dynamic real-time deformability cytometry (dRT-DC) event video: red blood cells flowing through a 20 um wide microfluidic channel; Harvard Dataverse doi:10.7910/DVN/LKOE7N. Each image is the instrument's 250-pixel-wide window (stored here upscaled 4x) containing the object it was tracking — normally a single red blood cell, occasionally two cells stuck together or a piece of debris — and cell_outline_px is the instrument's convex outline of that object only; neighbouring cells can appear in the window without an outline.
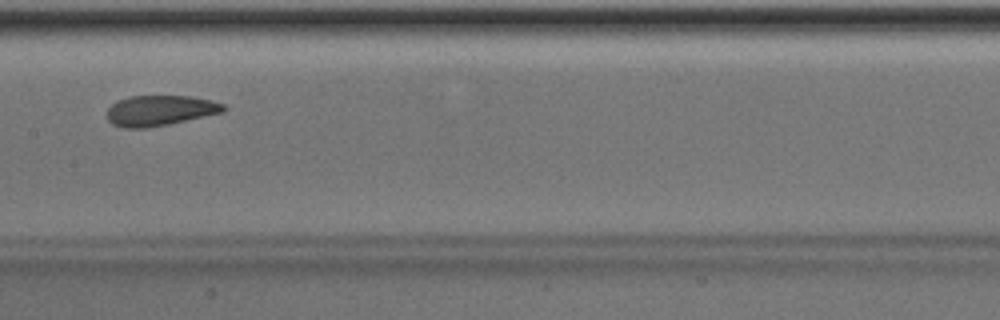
{"species": "Egyptian fruit bat (a non-hibernating species)", "species_latin": "Rousettus aegyptiacus", "temperature_condition": "room temperature", "stored_images_in_passage": 6, "camera_frame_rate_fps": 3000, "um_per_image_px": 0.085, "animal": {"sex": "male"}, "frame": {"image": 1, "passage_image": 6, "time_ms": 5.667, "image_size_px": [1000, 320], "cell_outline_px": [[228, 108], [224, 112], [168, 124], [148, 128], [120, 128], [112, 124], [108, 120], [108, 108], [116, 100], [128, 96], [192, 96], [212, 100], [224, 104]], "centroid_in_image_um": [13.6, 9.39], "position_along_channel_um": 193.8, "area_um2": 20.87}}